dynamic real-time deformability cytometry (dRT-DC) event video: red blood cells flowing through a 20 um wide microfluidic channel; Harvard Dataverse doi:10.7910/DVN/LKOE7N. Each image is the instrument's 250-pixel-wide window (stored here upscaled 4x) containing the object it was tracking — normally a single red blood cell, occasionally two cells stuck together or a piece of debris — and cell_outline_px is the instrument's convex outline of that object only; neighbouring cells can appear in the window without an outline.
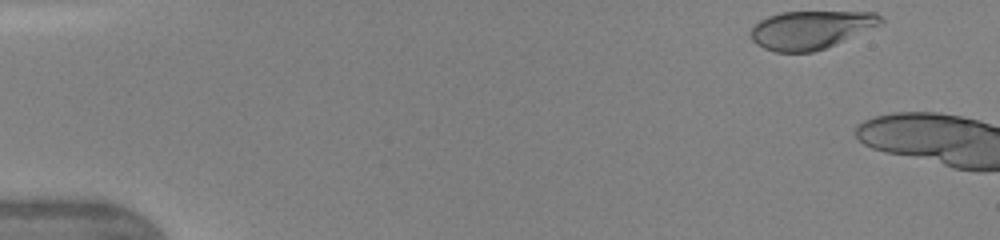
{"species": "human", "species_latin": "Homo sapiens", "temperature_condition": "warm", "stored_images_in_passage": 6, "camera_frame_rate_fps": 3000, "um_per_image_px": 0.085, "donor": {"sex": "female"}, "frame": {"image": 1, "passage_image": 1, "time_ms": 0.0, "image_size_px": [1000, 240], "cell_outline_px": [[884, 24], [824, 48], [812, 52], [776, 52], [764, 48], [756, 44], [752, 40], [752, 24], [768, 16], [780, 12], [876, 12], [884, 20]], "centroid_in_image_um": [68.92, 2.52], "position_along_channel_um": 16.1, "area_um2": 28.9}}